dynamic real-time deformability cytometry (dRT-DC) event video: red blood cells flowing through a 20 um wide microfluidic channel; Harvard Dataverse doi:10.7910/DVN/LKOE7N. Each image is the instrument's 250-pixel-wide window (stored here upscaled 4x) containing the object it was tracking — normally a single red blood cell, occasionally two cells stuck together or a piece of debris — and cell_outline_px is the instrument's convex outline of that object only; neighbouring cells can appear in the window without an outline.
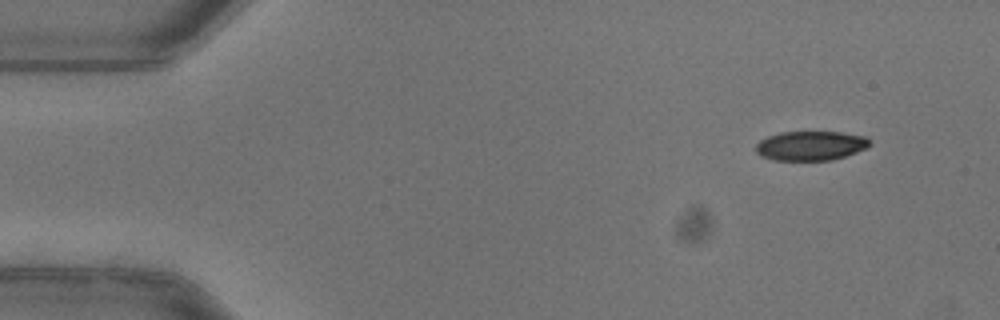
{"species": "common noctule bat (a hibernating species)", "species_latin": "Nyctalus noctula", "temperature_condition": "warm", "stored_images_in_passage": 47, "camera_frame_rate_fps": 3000, "um_per_image_px": 0.085, "animal": {"sex": "female"}, "frame": {"image": 1, "passage_image": 1, "time_ms": 0.0, "image_size_px": [1000, 320], "cell_outline_px": [[868, 144], [864, 148], [856, 152], [832, 160], [772, 160], [760, 156], [756, 152], [756, 144], [760, 140], [768, 136], [780, 132], [840, 132], [864, 136], [868, 140]], "centroid_in_image_um": [68.83, 12.39], "position_along_channel_um": 16.2, "area_um2": 19.31}}
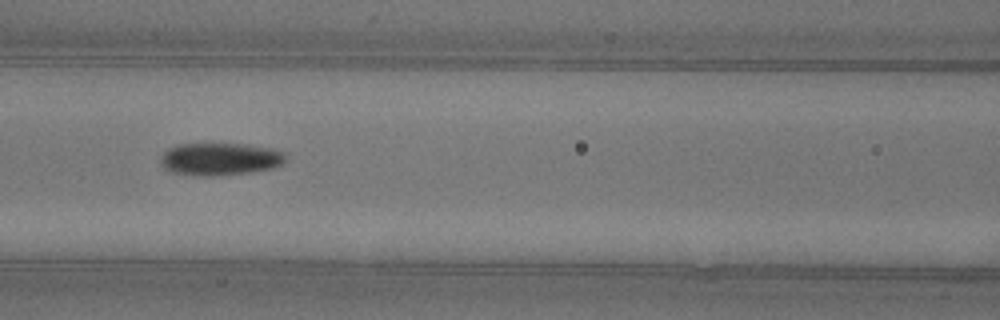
{"frame": {"image": 2, "passage_image": 19, "time_ms": 6.0, "image_size_px": [1000, 320], "cell_outline_px": [[284, 160], [280, 164], [272, 168], [248, 172], [212, 176], [204, 176], [172, 172], [164, 168], [160, 164], [160, 156], [168, 148], [180, 144], [248, 144], [272, 148], [284, 152]], "centroid_in_image_um": [18.66, 13.51], "position_along_channel_um": 147.9, "area_um2": 23.52}}
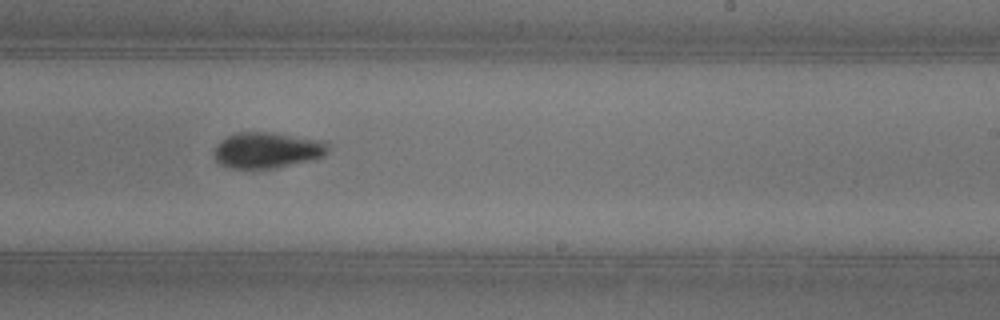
{"frame": {"image": 3, "passage_image": 28, "time_ms": 9.0, "image_size_px": [1000, 320], "cell_outline_px": [[328, 152], [324, 156], [308, 160], [268, 168], [232, 168], [220, 164], [216, 160], [212, 152], [216, 144], [220, 140], [228, 136], [240, 132], [272, 132], [324, 140], [328, 144]], "centroid_in_image_um": [22.68, 12.74], "position_along_channel_um": 266.3, "area_um2": 23.7}}